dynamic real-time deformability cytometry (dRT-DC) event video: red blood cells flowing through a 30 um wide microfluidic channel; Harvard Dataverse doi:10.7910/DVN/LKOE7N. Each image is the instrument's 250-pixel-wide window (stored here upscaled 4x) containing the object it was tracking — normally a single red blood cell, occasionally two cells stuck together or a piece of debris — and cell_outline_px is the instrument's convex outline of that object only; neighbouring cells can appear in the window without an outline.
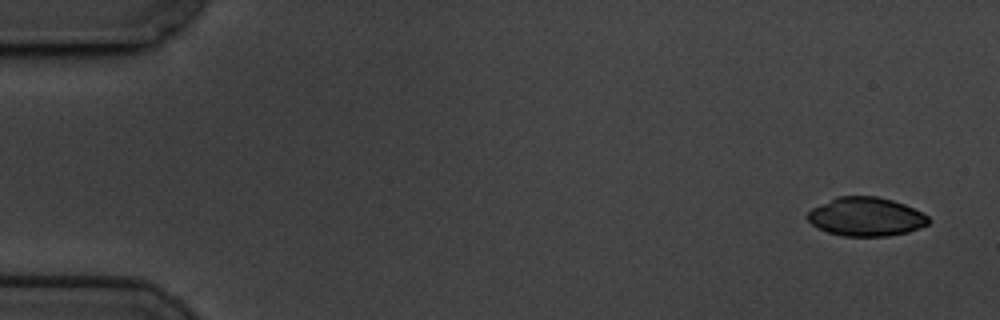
{"species": "common noctule bat (a hibernating species)", "species_latin": "Nyctalus noctula", "temperature_condition": "cold", "stored_images_in_passage": 54, "camera_frame_rate_fps": 3000, "um_per_image_px": 0.085, "animal": {"sex": "male", "body_mass_g": 19.5, "forearm_length_mm": 54.6}, "frame": {"image": 1, "passage_image": 1, "time_ms": 0.0, "image_size_px": [1000, 320], "cell_outline_px": [[928, 224], [920, 228], [908, 232], [888, 236], [844, 236], [828, 232], [812, 224], [808, 220], [808, 212], [812, 208], [836, 196], [876, 196], [892, 200], [904, 204], [928, 216]], "centroid_in_image_um": [73.6, 18.42], "position_along_channel_um": 11.4, "area_um2": 27.11}}
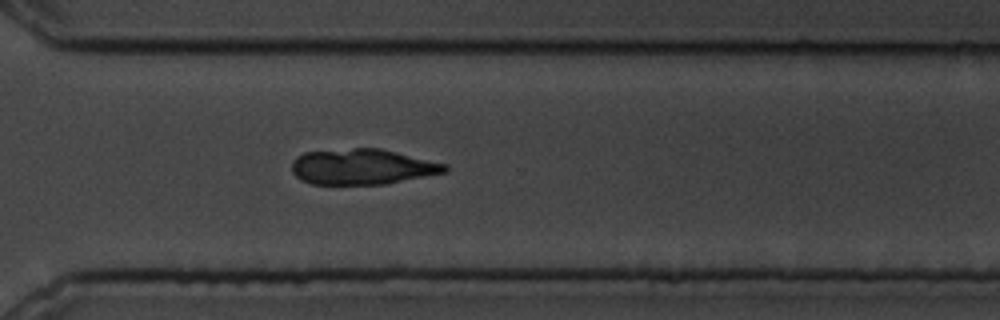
{"frame": {"image": 2, "passage_image": 41, "time_ms": 13.333, "image_size_px": [1000, 320], "cell_outline_px": [[448, 172], [384, 184], [312, 184], [300, 180], [292, 172], [292, 160], [296, 156], [304, 152], [352, 148], [380, 148], [448, 164]], "centroid_in_image_um": [30.79, 14.17], "position_along_channel_um": 339.8, "area_um2": 31.91}}
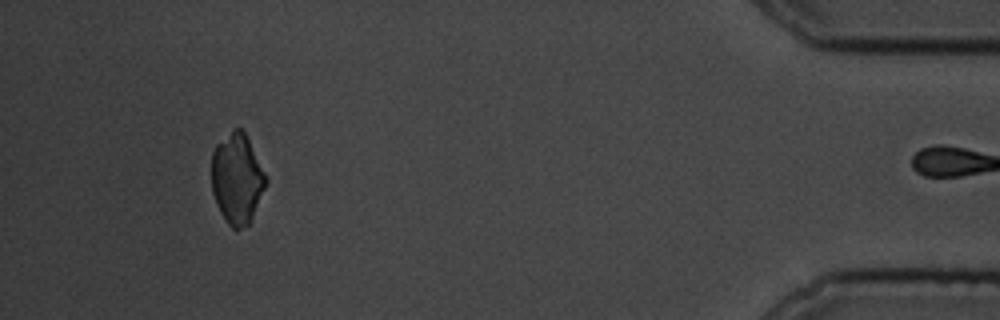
{"frame": {"image": 3, "passage_image": 53, "time_ms": 17.333, "image_size_px": [1000, 320], "cell_outline_px": [[268, 180], [252, 216], [248, 224], [236, 232], [228, 224], [220, 212], [216, 204], [212, 192], [212, 152], [216, 144], [232, 128], [240, 128], [244, 132]], "centroid_in_image_um": [20.12, 15.19], "position_along_channel_um": 415.1, "area_um2": 28.32}}